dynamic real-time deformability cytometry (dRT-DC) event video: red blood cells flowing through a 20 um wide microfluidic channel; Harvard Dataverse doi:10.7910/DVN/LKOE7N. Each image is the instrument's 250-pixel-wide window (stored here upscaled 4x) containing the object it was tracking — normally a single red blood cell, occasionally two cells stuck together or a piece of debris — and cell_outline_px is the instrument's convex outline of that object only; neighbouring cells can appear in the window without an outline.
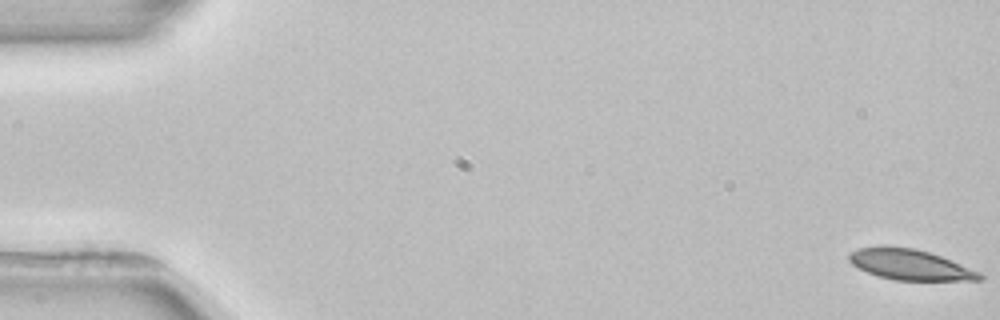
{"species": "common noctule bat (a hibernating species)", "species_latin": "Nyctalus noctula", "temperature_condition": "room temperature", "stored_images_in_passage": 4, "camera_frame_rate_fps": 3000, "um_per_image_px": 0.085, "animal": {"sex": "female", "body_mass_g": 22.7, "forearm_length_mm": 54.2}, "frame": {"image": 1, "passage_image": 1, "time_ms": 0.0, "image_size_px": [1000, 320], "cell_outline_px": [[984, 276], [980, 280], [896, 280], [876, 276], [852, 264], [848, 260], [848, 252], [860, 248], [916, 248], [940, 256], [980, 272]], "centroid_in_image_um": [77.36, 22.52], "position_along_channel_um": 7.6, "area_um2": 22.6}}
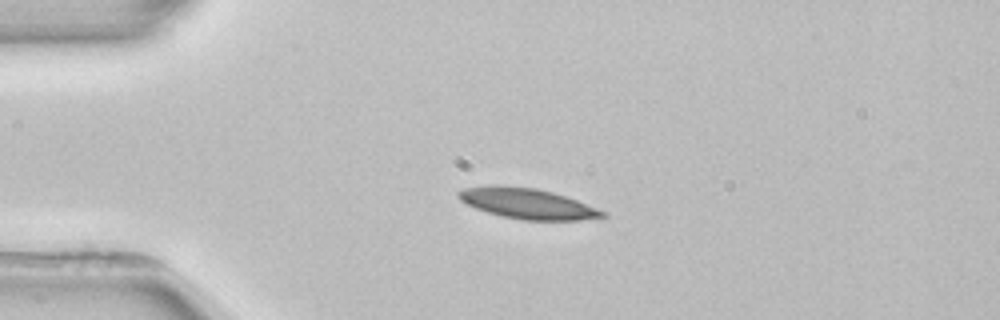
{"frame": {"image": 2, "passage_image": 3, "time_ms": 4.0, "image_size_px": [1000, 320], "cell_outline_px": [[608, 216], [580, 220], [524, 220], [504, 216], [488, 212], [476, 208], [460, 200], [456, 196], [456, 192], [464, 188], [496, 184], [500, 184], [536, 188], [552, 192], [576, 200], [608, 212]], "centroid_in_image_um": [44.82, 17.29], "position_along_channel_um": 40.2, "area_um2": 25.61}}
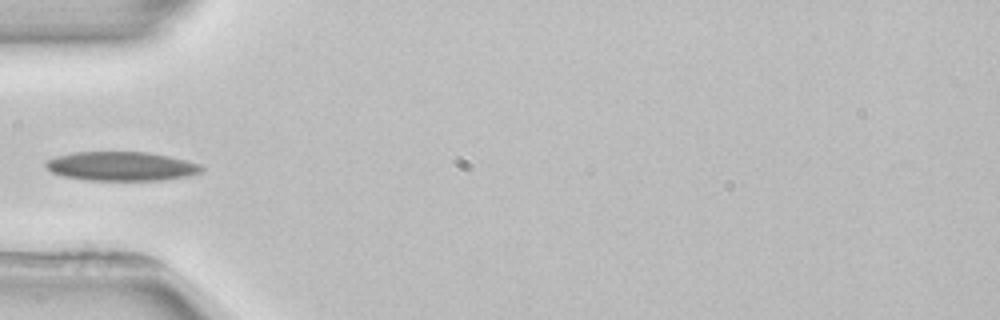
{"frame": {"image": 3, "passage_image": 4, "time_ms": 5.667, "image_size_px": [1000, 320], "cell_outline_px": [[204, 168], [200, 172], [188, 176], [164, 180], [88, 180], [64, 176], [52, 172], [44, 164], [44, 160], [56, 156], [76, 152], [144, 152], [168, 156], [200, 164]], "centroid_in_image_um": [10.29, 14.13], "position_along_channel_um": 74.7, "area_um2": 26.24}}